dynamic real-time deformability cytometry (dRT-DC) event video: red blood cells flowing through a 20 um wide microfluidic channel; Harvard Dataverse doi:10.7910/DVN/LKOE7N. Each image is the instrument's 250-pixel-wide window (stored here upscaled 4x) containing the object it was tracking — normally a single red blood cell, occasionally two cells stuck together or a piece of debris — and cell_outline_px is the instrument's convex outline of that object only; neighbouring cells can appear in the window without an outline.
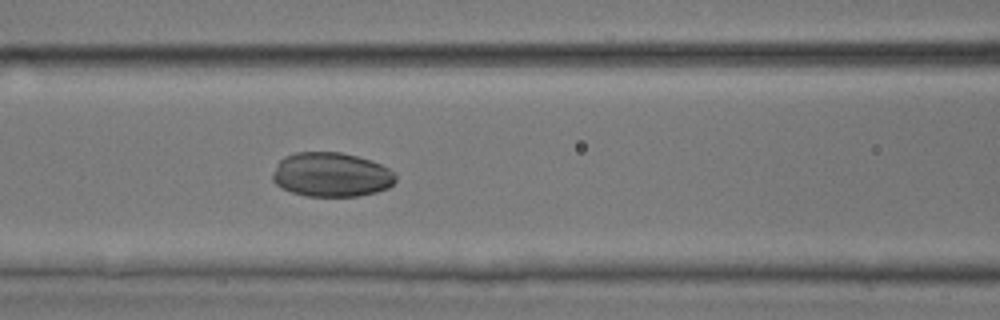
{"species": "common noctule bat (a hibernating species)", "species_latin": "Nyctalus noctula", "temperature_condition": "room temperature", "stored_images_in_passage": 35, "camera_frame_rate_fps": 3000, "um_per_image_px": 0.085, "animal": {"sex": "male", "body_mass_g": 17.9, "forearm_length_mm": 54.2}, "frame": {"image": 1, "passage_image": 9, "time_ms": 2.667, "image_size_px": [1000, 320], "cell_outline_px": [[396, 180], [388, 188], [376, 192], [356, 196], [308, 196], [292, 192], [280, 188], [272, 180], [272, 172], [276, 164], [284, 156], [296, 152], [340, 152], [372, 160], [388, 168], [396, 176]], "centroid_in_image_um": [28.13, 14.84], "position_along_channel_um": 138.5, "area_um2": 31.91}}
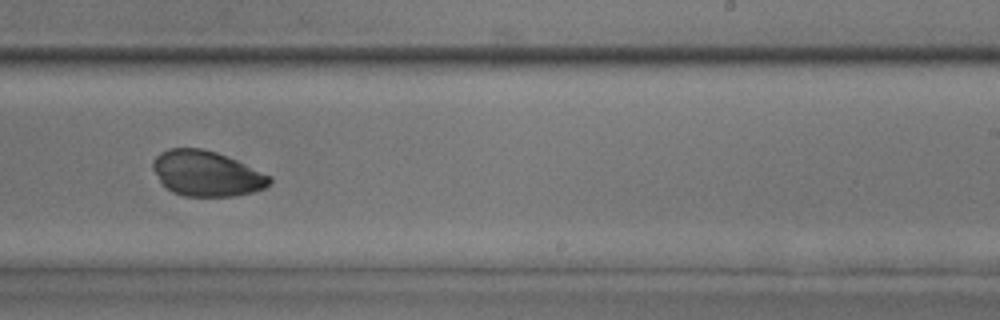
{"frame": {"image": 2, "passage_image": 18, "time_ms": 5.667, "image_size_px": [1000, 320], "cell_outline_px": [[272, 180], [264, 188], [252, 192], [236, 196], [184, 196], [172, 192], [160, 180], [152, 168], [152, 160], [160, 152], [168, 148], [200, 148], [216, 152], [236, 160], [272, 176]], "centroid_in_image_um": [17.55, 14.75], "position_along_channel_um": 271.4, "area_um2": 30.69}}
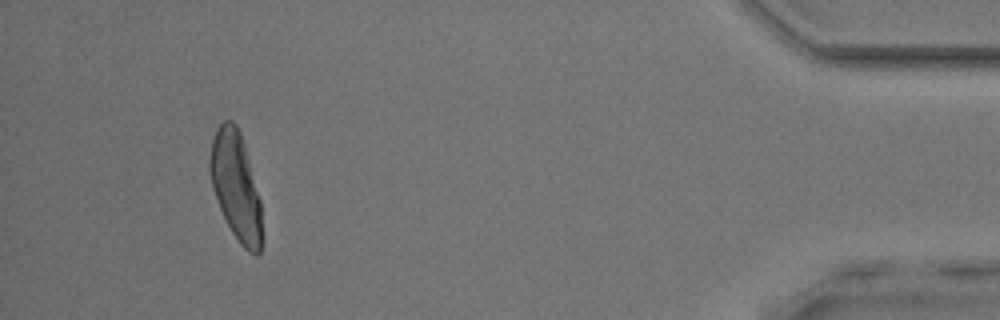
{"frame": {"image": 3, "passage_image": 32, "time_ms": 10.333, "image_size_px": [1000, 320], "cell_outline_px": [[260, 256], [256, 256], [248, 252], [240, 244], [232, 232], [220, 208], [212, 188], [208, 168], [208, 164], [212, 140], [216, 128], [224, 120], [232, 120], [236, 124], [240, 132], [244, 144], [260, 200]], "centroid_in_image_um": [20.01, 15.79], "position_along_channel_um": 415.2, "area_um2": 32.37}}